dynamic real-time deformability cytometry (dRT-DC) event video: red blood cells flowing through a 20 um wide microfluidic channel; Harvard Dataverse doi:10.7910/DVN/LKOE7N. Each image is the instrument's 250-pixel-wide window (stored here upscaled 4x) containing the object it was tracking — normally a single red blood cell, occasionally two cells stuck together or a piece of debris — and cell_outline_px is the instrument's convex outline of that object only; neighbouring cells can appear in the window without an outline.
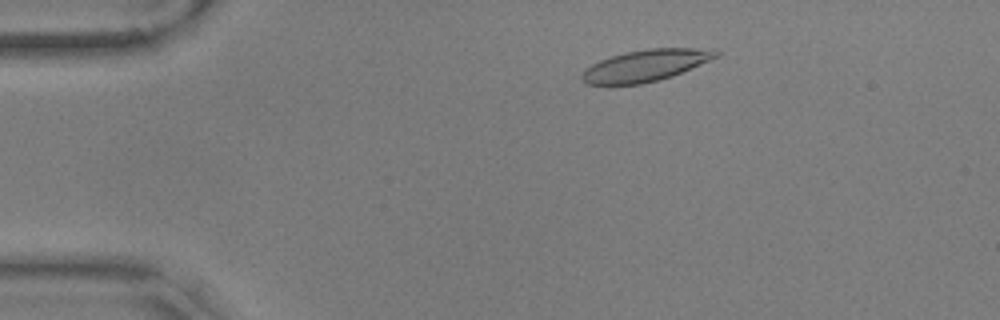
{"species": "common noctule bat (a hibernating species)", "species_latin": "Nyctalus noctula", "temperature_condition": "warm", "stored_images_in_passage": 54, "camera_frame_rate_fps": 3000, "um_per_image_px": 0.085, "animal": {"sex": "male", "body_mass_g": 17.9, "forearm_length_mm": 54.2}, "frame": {"image": 1, "passage_image": 8, "time_ms": 2.333, "image_size_px": [1000, 320], "cell_outline_px": [[720, 56], [672, 76], [660, 80], [640, 84], [588, 84], [580, 80], [580, 76], [592, 64], [600, 60], [624, 52], [648, 48], [716, 48], [720, 52]], "centroid_in_image_um": [54.93, 5.55], "position_along_channel_um": 30.1, "area_um2": 24.74}}
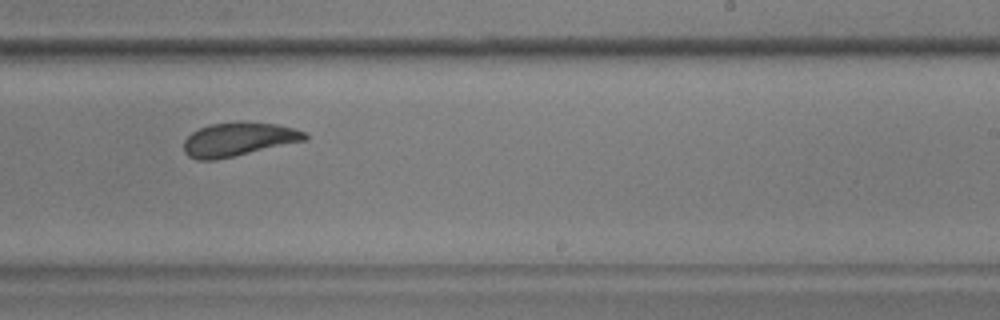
{"frame": {"image": 2, "passage_image": 33, "time_ms": 10.667, "image_size_px": [1000, 320], "cell_outline_px": [[308, 140], [216, 160], [196, 160], [188, 156], [184, 152], [184, 140], [192, 132], [200, 128], [212, 124], [276, 124], [296, 128], [308, 132]], "centroid_in_image_um": [20.3, 11.88], "position_along_channel_um": 268.7, "area_um2": 23.29}}
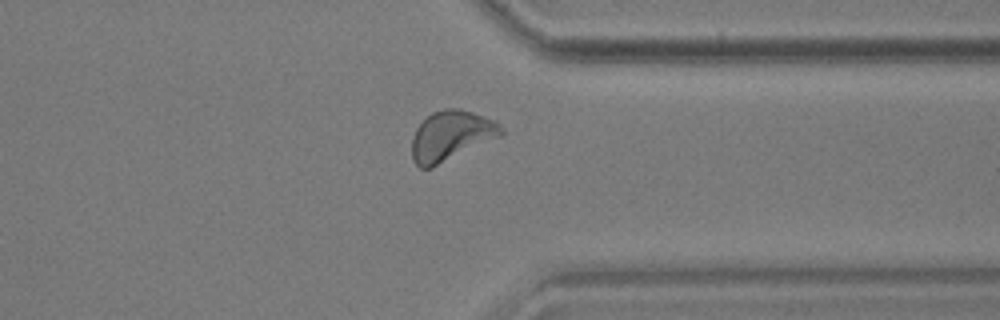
{"frame": {"image": 3, "passage_image": 42, "time_ms": 13.667, "image_size_px": [1000, 320], "cell_outline_px": [[504, 132], [500, 136], [432, 168], [420, 168], [412, 160], [412, 136], [416, 128], [432, 112], [444, 108], [460, 108], [496, 120], [504, 128]], "centroid_in_image_um": [38.34, 11.53], "position_along_channel_um": 373.1, "area_um2": 26.07}, "authors_computed_cell_mechanics": {"area_um2": 24.7095, "velocity_mm_per_s": 3.5403, "shape_relaxation_time_tau1_ms": 3.3873, "shape_relaxation_time_tau2_ms": 1.5648, "deformation_change_tau1": 0.1278, "deformation_change_tau2": 0.0835}}